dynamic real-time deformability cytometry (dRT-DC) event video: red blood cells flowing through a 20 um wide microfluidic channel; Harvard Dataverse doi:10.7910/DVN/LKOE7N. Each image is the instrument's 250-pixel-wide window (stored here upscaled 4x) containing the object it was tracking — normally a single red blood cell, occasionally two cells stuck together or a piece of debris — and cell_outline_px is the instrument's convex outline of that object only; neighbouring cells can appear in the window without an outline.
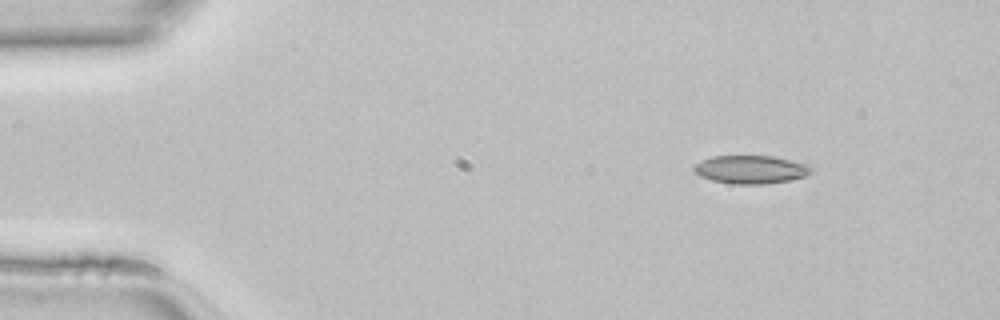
{"species": "common noctule bat (a hibernating species)", "species_latin": "Nyctalus noctula", "temperature_condition": "room temperature", "stored_images_in_passage": 41, "camera_frame_rate_fps": 3000, "um_per_image_px": 0.085, "animal": {"sex": "female", "body_mass_g": 22.7, "forearm_length_mm": 54.2}, "frame": {"image": 1, "passage_image": 1, "time_ms": 0.0, "image_size_px": [1000, 320], "cell_outline_px": [[812, 172], [804, 176], [788, 180], [764, 184], [736, 184], [712, 180], [700, 176], [692, 172], [692, 168], [700, 160], [712, 156], [772, 156], [804, 164], [812, 168]], "centroid_in_image_um": [63.73, 14.41], "position_along_channel_um": 21.3, "area_um2": 19.07}}
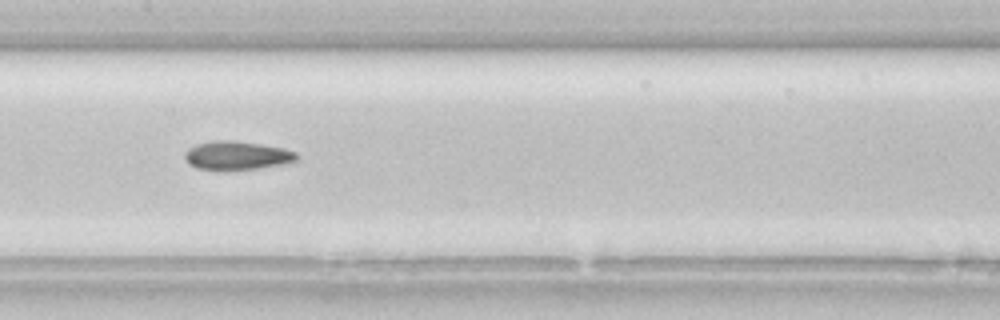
{"frame": {"image": 2, "passage_image": 18, "time_ms": 5.667, "image_size_px": [1000, 320], "cell_outline_px": [[300, 156], [296, 160], [280, 164], [256, 168], [196, 168], [188, 164], [184, 156], [184, 152], [188, 148], [196, 144], [212, 140], [228, 140], [260, 144], [284, 148], [296, 152]], "centroid_in_image_um": [20.11, 13.18], "position_along_channel_um": 187.3, "area_um2": 18.15}}
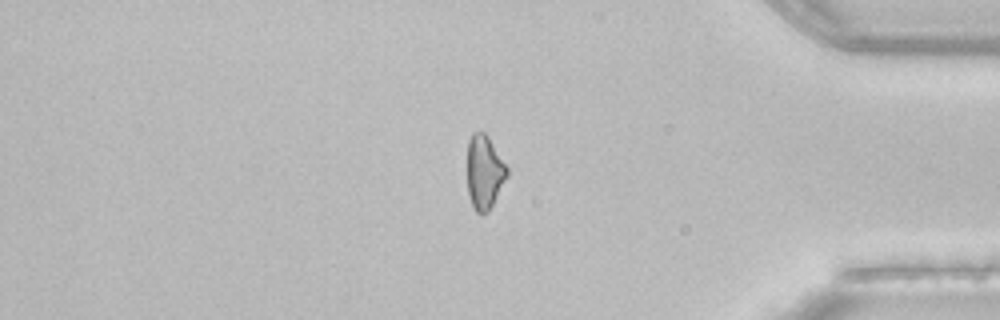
{"frame": {"image": 3, "passage_image": 34, "time_ms": 11.0, "image_size_px": [1000, 320], "cell_outline_px": [[508, 176], [488, 212], [476, 212], [472, 208], [468, 196], [468, 140], [472, 132], [484, 132], [488, 136], [508, 168]], "centroid_in_image_um": [41.17, 14.63], "position_along_channel_um": 394.0, "area_um2": 17.11}}